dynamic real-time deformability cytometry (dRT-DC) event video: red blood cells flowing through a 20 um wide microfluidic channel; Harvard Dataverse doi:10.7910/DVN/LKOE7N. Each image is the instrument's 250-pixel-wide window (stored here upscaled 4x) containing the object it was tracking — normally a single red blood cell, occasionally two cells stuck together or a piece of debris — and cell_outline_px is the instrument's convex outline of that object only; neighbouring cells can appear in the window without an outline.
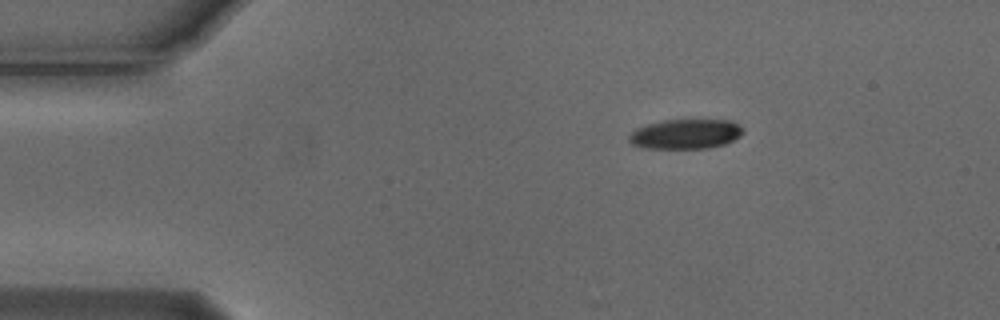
{"species": "Egyptian fruit bat (a non-hibernating species)", "species_latin": "Rousettus aegyptiacus", "temperature_condition": "cold", "stored_images_in_passage": 3, "camera_frame_rate_fps": 3000, "um_per_image_px": 0.085, "animal": {"sex": "male"}, "frame": {"image": 1, "passage_image": 1, "time_ms": 0.0, "image_size_px": [1000, 320], "cell_outline_px": [[744, 132], [740, 136], [724, 144], [708, 148], [644, 148], [632, 144], [628, 140], [628, 136], [636, 128], [648, 124], [664, 120], [728, 120], [744, 128]], "centroid_in_image_um": [58.26, 11.39], "position_along_channel_um": 26.7, "area_um2": 19.65}}
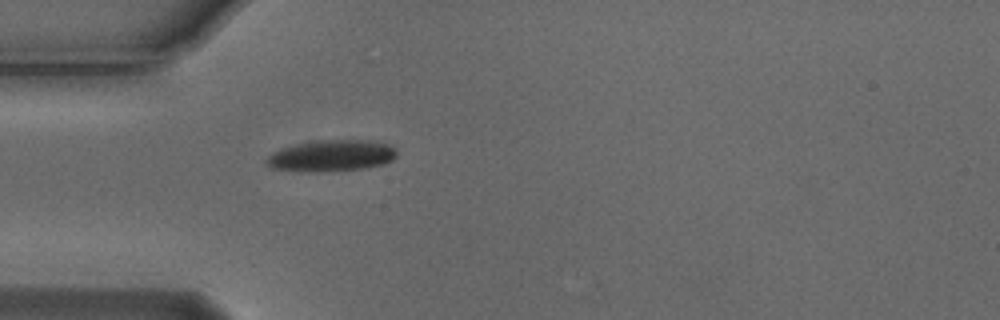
{"frame": {"image": 2, "passage_image": 3, "time_ms": 0.667, "image_size_px": [1000, 320], "cell_outline_px": [[396, 156], [392, 160], [384, 164], [364, 168], [328, 172], [308, 172], [268, 168], [264, 164], [264, 160], [272, 152], [280, 148], [296, 144], [316, 140], [368, 140], [392, 144], [396, 152]], "centroid_in_image_um": [28.13, 13.24], "position_along_channel_um": 56.9, "area_um2": 24.33}}